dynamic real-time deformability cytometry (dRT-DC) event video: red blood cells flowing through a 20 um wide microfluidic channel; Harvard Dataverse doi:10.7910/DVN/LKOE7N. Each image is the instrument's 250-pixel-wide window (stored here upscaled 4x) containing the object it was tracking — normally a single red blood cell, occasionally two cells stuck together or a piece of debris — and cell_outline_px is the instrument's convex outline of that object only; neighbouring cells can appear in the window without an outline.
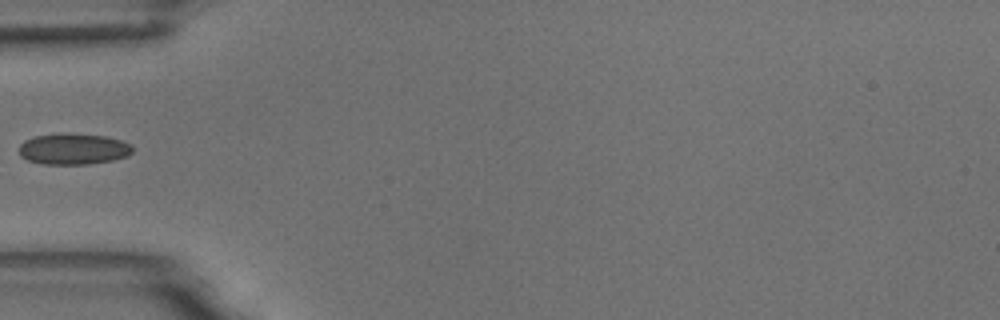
{"species": "common noctule bat (a hibernating species)", "species_latin": "Nyctalus noctula", "temperature_condition": "room temperature", "stored_images_in_passage": 6, "camera_frame_rate_fps": 3000, "um_per_image_px": 0.085, "animal": {"sex": "male", "body_mass_g": 18.8}, "frame": {"image": 1, "passage_image": 6, "time_ms": 6.667, "image_size_px": [1000, 320], "cell_outline_px": [[132, 152], [128, 156], [112, 160], [88, 164], [44, 164], [28, 160], [20, 156], [20, 144], [24, 140], [36, 136], [60, 132], [68, 132], [104, 136], [120, 140], [132, 144]], "centroid_in_image_um": [6.23, 12.65], "position_along_channel_um": 78.8, "area_um2": 20.75}}